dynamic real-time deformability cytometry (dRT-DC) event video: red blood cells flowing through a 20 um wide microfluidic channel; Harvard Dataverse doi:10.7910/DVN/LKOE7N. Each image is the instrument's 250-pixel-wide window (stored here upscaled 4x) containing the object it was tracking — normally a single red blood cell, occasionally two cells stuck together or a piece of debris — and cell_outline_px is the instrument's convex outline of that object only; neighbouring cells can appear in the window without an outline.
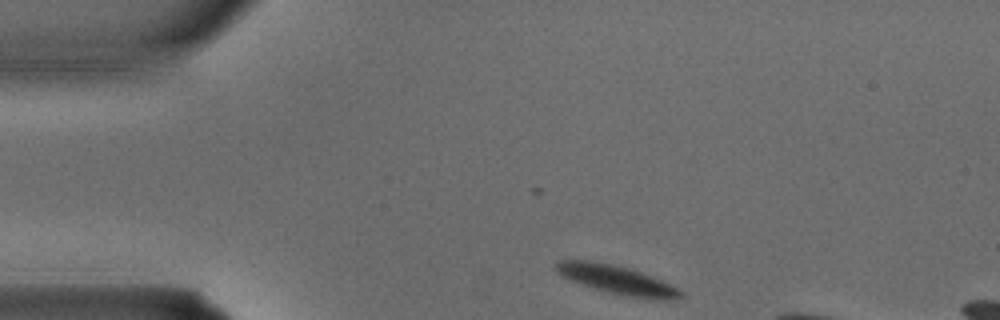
{"species": "common noctule bat (a hibernating species)", "species_latin": "Nyctalus noctula", "temperature_condition": "warm", "stored_images_in_passage": 4, "camera_frame_rate_fps": 3000, "um_per_image_px": 0.085, "animal": {"sex": "male", "body_mass_g": 15.6}, "frame": {"image": 1, "passage_image": 1, "time_ms": 0.0, "image_size_px": [1000, 320], "cell_outline_px": [[688, 296], [672, 300], [660, 300], [628, 296], [608, 292], [580, 284], [556, 272], [552, 264], [556, 260], [584, 260], [612, 264], [640, 272], [660, 280], [684, 292]], "centroid_in_image_um": [52.42, 23.79], "position_along_channel_um": 32.6, "area_um2": 20.69}}
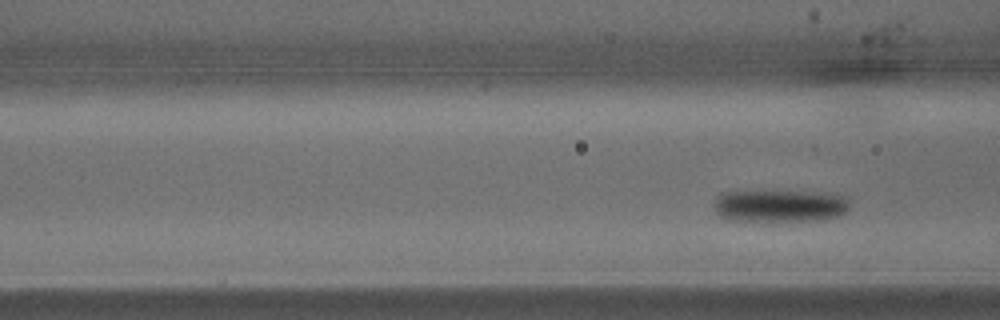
{"frame": {"image": 2, "passage_image": 4, "time_ms": 1.0, "image_size_px": [1000, 320], "cell_outline_px": [[848, 208], [844, 212], [836, 216], [820, 220], [728, 220], [720, 216], [716, 212], [716, 200], [724, 192], [796, 192], [844, 196], [848, 200]], "centroid_in_image_um": [66.26, 17.51], "position_along_channel_um": 100.3, "area_um2": 24.45}}